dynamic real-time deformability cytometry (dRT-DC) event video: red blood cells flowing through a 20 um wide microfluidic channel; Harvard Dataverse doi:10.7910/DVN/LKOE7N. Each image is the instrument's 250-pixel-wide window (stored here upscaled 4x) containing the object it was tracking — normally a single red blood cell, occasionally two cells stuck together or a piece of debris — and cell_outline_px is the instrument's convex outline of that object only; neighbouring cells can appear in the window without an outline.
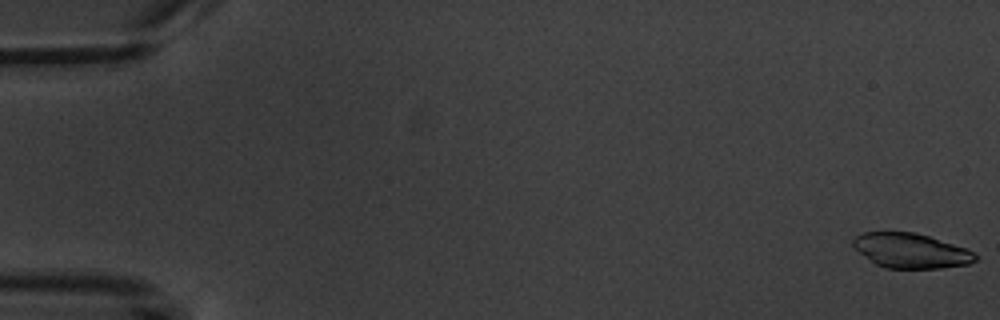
{"species": "common noctule bat (a hibernating species)", "species_latin": "Nyctalus noctula", "temperature_condition": "warm", "stored_images_in_passage": 6, "camera_frame_rate_fps": 3000, "um_per_image_px": 0.085, "animal": {"sex": "male", "body_mass_g": 20.1, "forearm_length_mm": 53.5}, "frame": {"image": 1, "passage_image": 1, "time_ms": 0.0, "image_size_px": [1000, 320], "cell_outline_px": [[976, 260], [968, 264], [940, 268], [884, 268], [876, 264], [860, 252], [852, 244], [852, 240], [856, 236], [864, 232], [916, 232], [964, 248], [972, 252], [976, 256]], "centroid_in_image_um": [77.4, 21.31], "position_along_channel_um": 7.6, "area_um2": 24.33}}
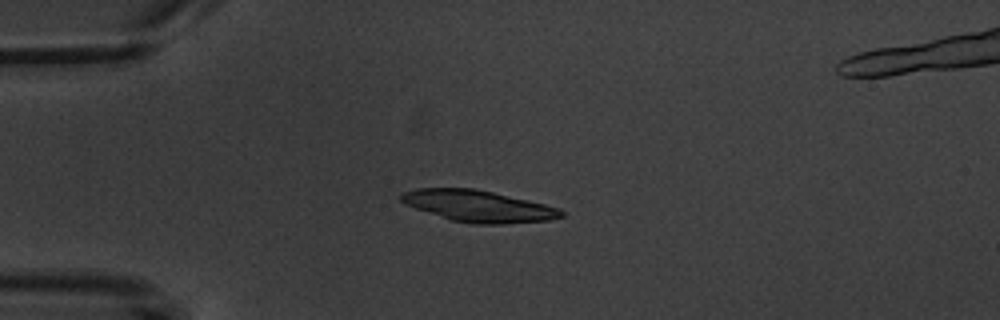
{"frame": {"image": 2, "passage_image": 5, "time_ms": 4.667, "image_size_px": [1000, 320], "cell_outline_px": [[564, 216], [548, 220], [500, 224], [472, 224], [452, 220], [404, 204], [400, 200], [400, 192], [416, 188], [476, 188], [528, 200], [560, 208], [564, 212]], "centroid_in_image_um": [40.64, 17.51], "position_along_channel_um": 44.4, "area_um2": 29.36}}